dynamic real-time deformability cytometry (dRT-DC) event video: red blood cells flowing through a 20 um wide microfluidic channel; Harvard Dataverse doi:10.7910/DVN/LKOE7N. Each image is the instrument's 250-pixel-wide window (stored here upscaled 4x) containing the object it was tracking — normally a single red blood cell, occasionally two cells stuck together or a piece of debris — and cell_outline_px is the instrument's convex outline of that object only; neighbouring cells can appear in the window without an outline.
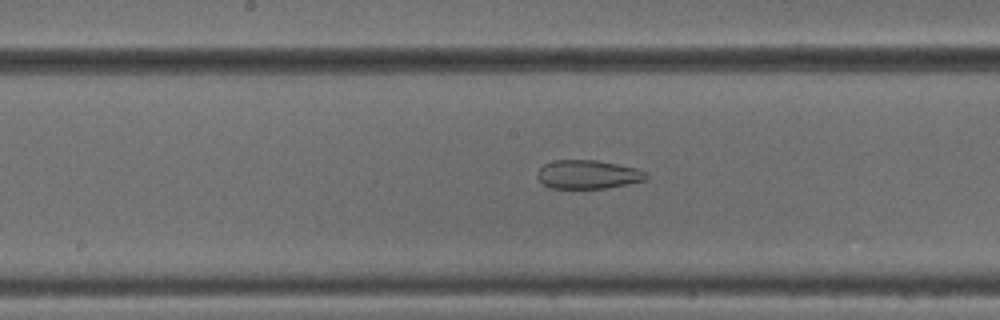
{"species": "common noctule bat (a hibernating species)", "species_latin": "Nyctalus noctula", "temperature_condition": "cold", "stored_images_in_passage": 52, "camera_frame_rate_fps": 3000, "um_per_image_px": 0.085, "animal": {"sex": "male", "body_mass_g": 18.8}, "frame": {"image": 1, "passage_image": 27, "time_ms": 8.667, "image_size_px": [1000, 320], "cell_outline_px": [[648, 176], [644, 180], [604, 188], [552, 188], [544, 184], [536, 176], [540, 168], [544, 164], [556, 160], [596, 160], [636, 168], [648, 172]], "centroid_in_image_um": [49.97, 14.82], "position_along_channel_um": 198.2, "area_um2": 17.92}}
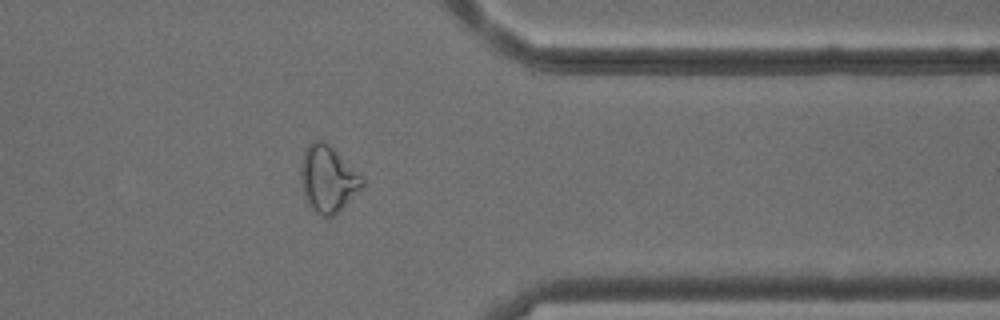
{"frame": {"image": 2, "passage_image": 42, "time_ms": 13.667, "image_size_px": [1000, 320], "cell_outline_px": [[364, 188], [332, 216], [320, 216], [308, 204], [300, 180], [300, 172], [304, 152], [308, 144], [316, 140], [320, 140], [328, 144], [364, 180]], "centroid_in_image_um": [27.86, 15.23], "position_along_channel_um": 383.5, "area_um2": 23.18}}
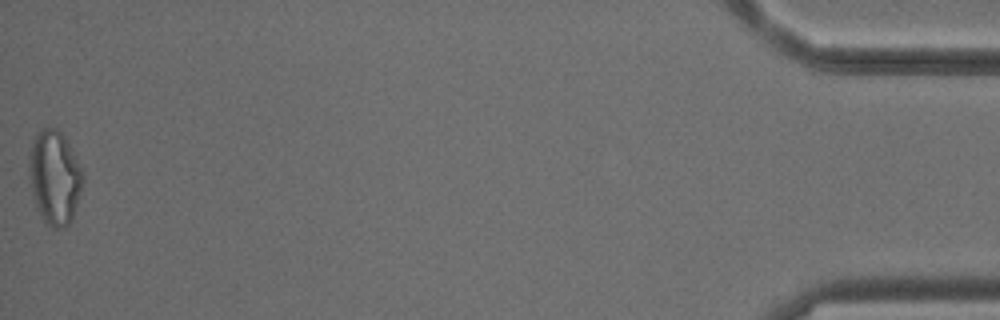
{"frame": {"image": 3, "passage_image": 52, "time_ms": 17.0, "image_size_px": [1000, 320], "cell_outline_px": [[84, 180], [72, 220], [64, 228], [52, 228], [40, 216], [36, 208], [28, 168], [28, 156], [32, 140], [44, 128], [56, 128], [64, 136], [84, 176]], "centroid_in_image_um": [4.62, 15.11], "position_along_channel_um": 430.6, "area_um2": 29.13}, "authors_computed_cell_mechanics": {"area_um2": 25.143, "velocity_mm_per_s": 3.8909, "shape_relaxation_time_tau1_ms": null, "shape_relaxation_time_tau2_ms": 2.3157, "deformation_change_tau1": null, "deformation_change_tau2": 0.1113}}